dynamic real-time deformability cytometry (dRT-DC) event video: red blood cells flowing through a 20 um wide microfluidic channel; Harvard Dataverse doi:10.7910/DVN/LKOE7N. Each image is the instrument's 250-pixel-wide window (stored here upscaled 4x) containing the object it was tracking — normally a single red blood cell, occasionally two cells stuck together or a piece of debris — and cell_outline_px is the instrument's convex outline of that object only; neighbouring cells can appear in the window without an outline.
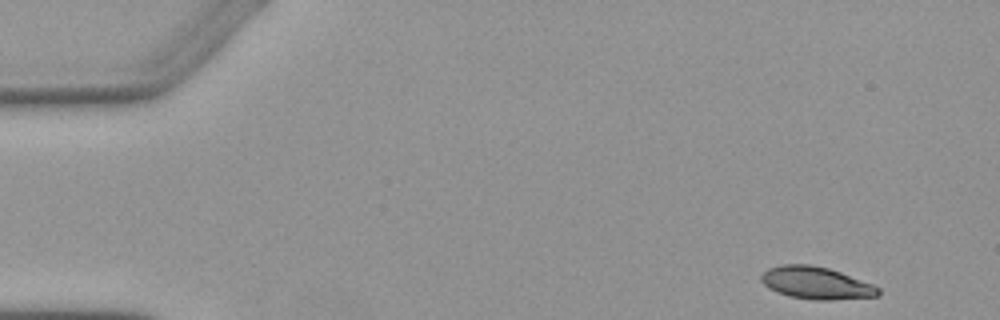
{"species": "Egyptian fruit bat (a non-hibernating species)", "species_latin": "Rousettus aegyptiacus", "temperature_condition": "warm", "stored_images_in_passage": 4, "camera_frame_rate_fps": 3000, "um_per_image_px": 0.085, "animal": {"sex": "female"}, "frame": {"image": 1, "passage_image": 1, "time_ms": 0.0, "image_size_px": [1000, 320], "cell_outline_px": [[880, 296], [832, 300], [816, 300], [788, 296], [776, 292], [768, 288], [760, 280], [760, 276], [768, 268], [780, 264], [808, 264], [828, 268], [840, 272], [872, 284], [880, 288]], "centroid_in_image_um": [69.35, 24.06], "position_along_channel_um": 15.6, "area_um2": 22.14}}
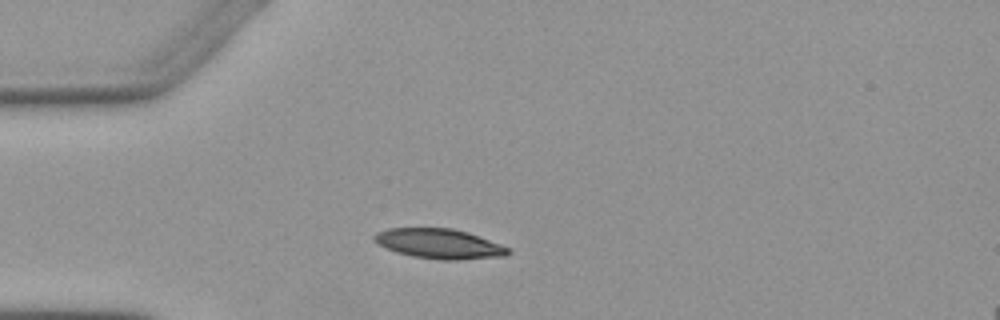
{"frame": {"image": 2, "passage_image": 4, "time_ms": 3.333, "image_size_px": [1000, 320], "cell_outline_px": [[512, 252], [508, 256], [460, 260], [440, 260], [412, 256], [396, 252], [372, 240], [372, 236], [376, 232], [388, 228], [452, 228], [468, 232], [500, 244], [508, 248]], "centroid_in_image_um": [37.35, 20.72], "position_along_channel_um": 47.7, "area_um2": 23.41}}